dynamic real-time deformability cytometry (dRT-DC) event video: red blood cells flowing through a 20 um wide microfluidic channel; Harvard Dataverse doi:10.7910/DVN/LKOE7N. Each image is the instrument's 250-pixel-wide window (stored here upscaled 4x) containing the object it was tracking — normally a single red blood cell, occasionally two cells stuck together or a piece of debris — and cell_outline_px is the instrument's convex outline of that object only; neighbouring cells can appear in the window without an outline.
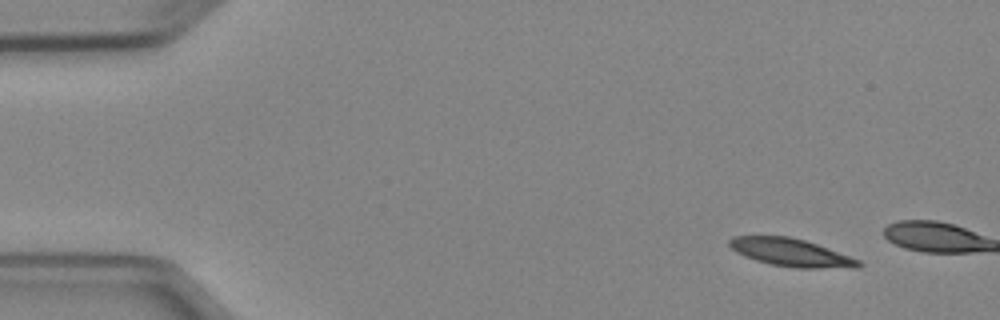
{"species": "Egyptian fruit bat (a non-hibernating species)", "species_latin": "Rousettus aegyptiacus", "temperature_condition": "cold", "stored_images_in_passage": 3, "camera_frame_rate_fps": 3000, "um_per_image_px": 0.085, "animal": {"sex": "female"}, "frame": {"image": 1, "passage_image": 1, "time_ms": 0.0, "image_size_px": [1000, 320], "cell_outline_px": [[864, 264], [860, 268], [796, 268], [772, 264], [756, 260], [744, 256], [736, 252], [728, 244], [728, 240], [732, 236], [788, 236], [804, 240], [828, 248], [860, 260]], "centroid_in_image_um": [67.26, 21.47], "position_along_channel_um": 17.7, "area_um2": 20.92}}